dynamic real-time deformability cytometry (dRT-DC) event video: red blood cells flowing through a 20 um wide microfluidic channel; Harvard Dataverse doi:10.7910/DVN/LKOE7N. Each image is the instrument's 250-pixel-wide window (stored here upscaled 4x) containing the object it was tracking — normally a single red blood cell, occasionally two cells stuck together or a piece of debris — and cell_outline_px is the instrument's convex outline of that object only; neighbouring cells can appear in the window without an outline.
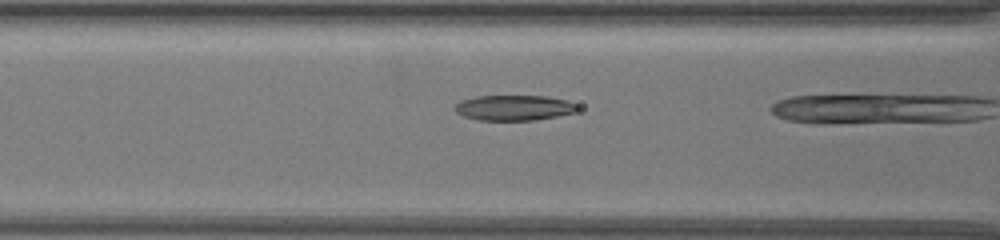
{"species": "common noctule bat (a hibernating species)", "species_latin": "Nyctalus noctula", "temperature_condition": "warm", "stored_images_in_passage": 35, "camera_frame_rate_fps": 3000, "um_per_image_px": 0.085, "animal": {"sex": "female", "body_mass_g": 19.5, "forearm_length_mm": 54.1}, "frame": {"image": 1, "passage_image": 30, "time_ms": 9.667, "image_size_px": [1000, 240], "cell_outline_px": [[580, 108], [576, 112], [536, 120], [480, 120], [464, 116], [456, 112], [452, 108], [460, 100], [476, 96], [548, 96], [568, 100], [576, 104]], "centroid_in_image_um": [43.7, 9.15], "position_along_channel_um": 122.9, "area_um2": 18.26}}